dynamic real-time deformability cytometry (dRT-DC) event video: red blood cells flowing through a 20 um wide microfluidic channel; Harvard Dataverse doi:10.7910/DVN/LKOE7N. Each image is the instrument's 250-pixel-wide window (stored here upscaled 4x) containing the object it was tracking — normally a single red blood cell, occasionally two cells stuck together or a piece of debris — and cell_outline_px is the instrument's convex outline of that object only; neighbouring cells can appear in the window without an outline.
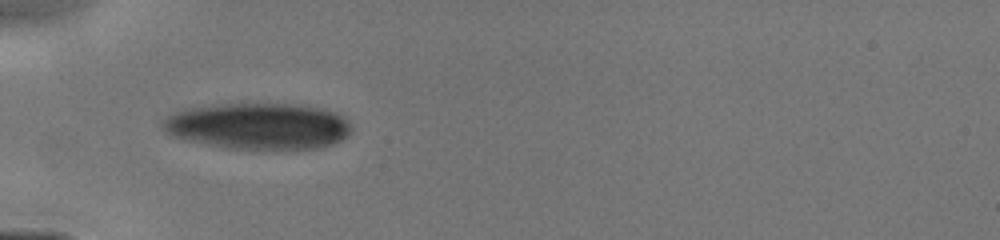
{"species": "human", "species_latin": "Homo sapiens", "temperature_condition": "cold", "stored_images_in_passage": 50, "camera_frame_rate_fps": 3000, "um_per_image_px": 0.085, "donor": {"sex": "male"}, "frame": {"image": 1, "passage_image": 1, "time_ms": 0.0, "image_size_px": [1000, 240], "cell_outline_px": [[352, 128], [340, 140], [332, 144], [316, 148], [228, 148], [184, 140], [172, 136], [160, 124], [160, 120], [184, 108], [212, 104], [296, 104], [324, 108], [344, 116], [352, 124]], "centroid_in_image_um": [21.93, 10.69], "position_along_channel_um": 63.1, "area_um2": 50.92}}
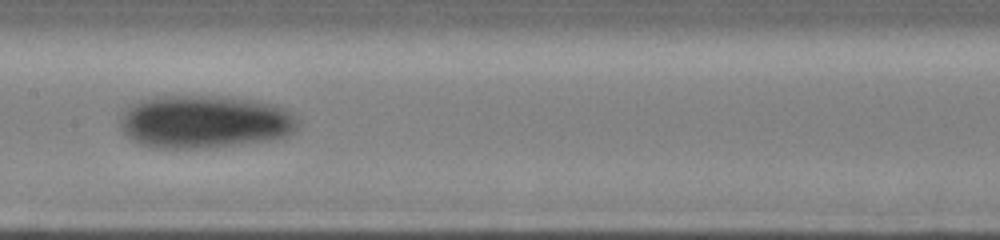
{"frame": {"image": 2, "passage_image": 23, "time_ms": 3.0, "image_size_px": [1000, 240], "cell_outline_px": [[300, 124], [292, 132], [284, 136], [268, 140], [236, 144], [200, 148], [156, 148], [140, 144], [128, 136], [124, 132], [120, 124], [120, 116], [132, 104], [140, 100], [156, 96], [220, 96], [252, 100], [276, 104], [296, 112], [300, 120]], "centroid_in_image_um": [17.44, 10.33], "position_along_channel_um": 190.0, "area_um2": 55.08}}
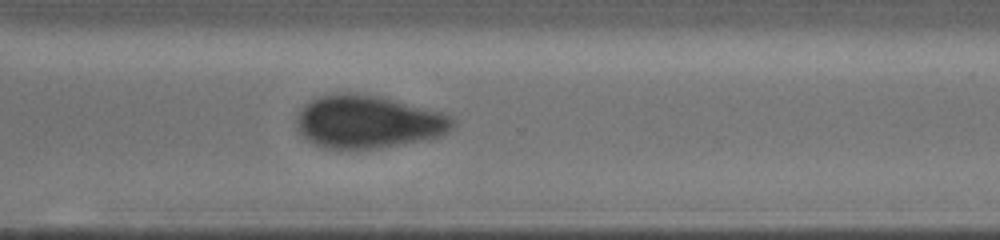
{"frame": {"image": 3, "passage_image": 48, "time_ms": 6.333, "image_size_px": [1000, 240], "cell_outline_px": [[456, 124], [448, 132], [440, 136], [380, 148], [324, 148], [308, 140], [296, 128], [296, 112], [308, 100], [320, 96], [344, 92], [356, 92], [380, 96], [444, 112], [452, 116], [456, 120]], "centroid_in_image_um": [31.28, 10.32], "position_along_channel_um": 339.3, "area_um2": 48.49}}